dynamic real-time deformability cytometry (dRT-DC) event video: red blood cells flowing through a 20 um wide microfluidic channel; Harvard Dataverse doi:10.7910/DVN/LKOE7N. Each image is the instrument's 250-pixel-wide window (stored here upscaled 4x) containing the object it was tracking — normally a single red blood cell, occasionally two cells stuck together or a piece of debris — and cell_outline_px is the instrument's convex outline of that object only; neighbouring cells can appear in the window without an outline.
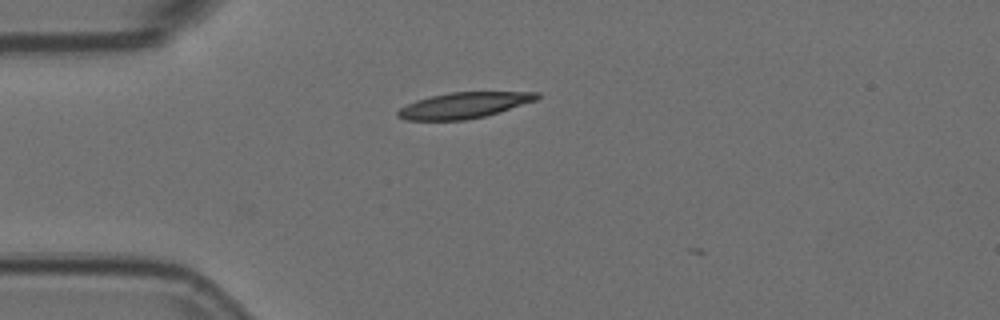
{"species": "Egyptian fruit bat (a non-hibernating species)", "species_latin": "Rousettus aegyptiacus", "temperature_condition": "room temperature", "stored_images_in_passage": 2, "camera_frame_rate_fps": 3000, "um_per_image_px": 0.085, "animal": {"sex": "female"}, "frame": {"image": 1, "passage_image": 1, "time_ms": 0.0, "image_size_px": [1000, 320], "cell_outline_px": [[540, 96], [536, 100], [500, 112], [484, 116], [464, 120], [404, 120], [396, 116], [396, 112], [400, 108], [416, 100], [432, 96], [452, 92], [540, 92]], "centroid_in_image_um": [39.42, 8.95], "position_along_channel_um": 45.6, "area_um2": 20.87}}